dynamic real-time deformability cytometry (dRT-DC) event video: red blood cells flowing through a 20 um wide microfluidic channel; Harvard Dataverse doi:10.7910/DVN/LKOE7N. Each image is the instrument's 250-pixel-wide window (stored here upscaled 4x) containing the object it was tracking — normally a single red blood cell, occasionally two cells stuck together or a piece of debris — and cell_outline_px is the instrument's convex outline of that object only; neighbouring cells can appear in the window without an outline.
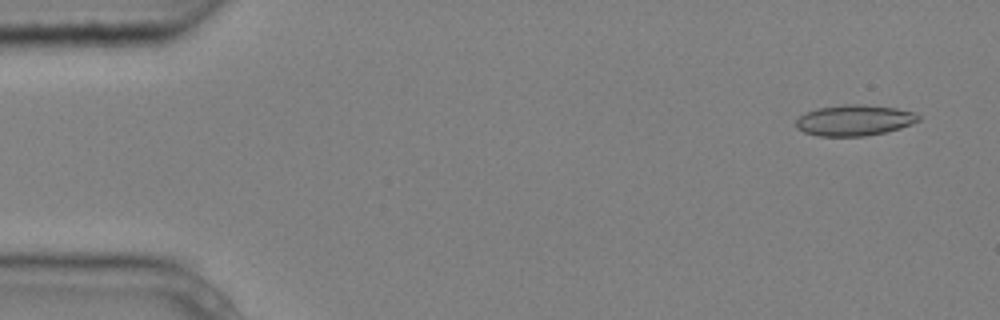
{"species": "common noctule bat (a hibernating species)", "species_latin": "Nyctalus noctula", "temperature_condition": "cold", "stored_images_in_passage": 4, "camera_frame_rate_fps": 3000, "um_per_image_px": 0.085, "animal": {"sex": "male", "body_mass_g": 20.4}, "frame": {"image": 1, "passage_image": 1, "time_ms": 0.0, "image_size_px": [1000, 320], "cell_outline_px": [[920, 120], [912, 124], [900, 128], [884, 132], [864, 136], [820, 136], [804, 132], [796, 128], [796, 120], [804, 112], [816, 108], [844, 104], [864, 104], [896, 108], [912, 112], [920, 116]], "centroid_in_image_um": [72.59, 10.21], "position_along_channel_um": 12.4, "area_um2": 22.08}}
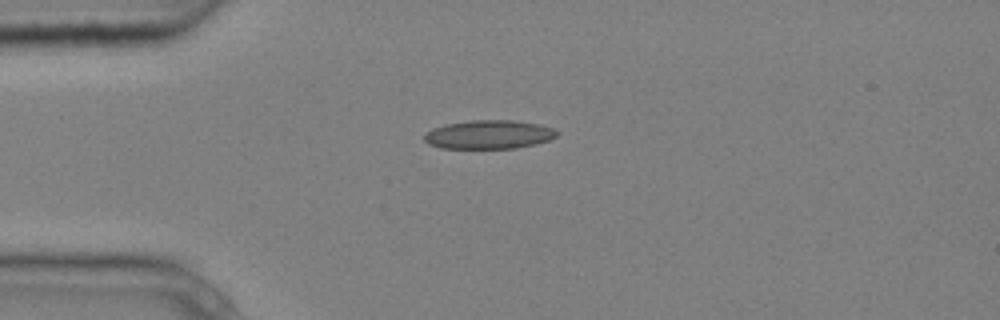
{"frame": {"image": 2, "passage_image": 4, "time_ms": 1.0, "image_size_px": [1000, 320], "cell_outline_px": [[560, 132], [556, 136], [548, 140], [536, 144], [516, 148], [440, 148], [428, 144], [424, 140], [424, 136], [432, 128], [448, 124], [468, 120], [512, 120], [540, 124], [556, 128]], "centroid_in_image_um": [41.6, 11.43], "position_along_channel_um": 43.4, "area_um2": 22.31}}